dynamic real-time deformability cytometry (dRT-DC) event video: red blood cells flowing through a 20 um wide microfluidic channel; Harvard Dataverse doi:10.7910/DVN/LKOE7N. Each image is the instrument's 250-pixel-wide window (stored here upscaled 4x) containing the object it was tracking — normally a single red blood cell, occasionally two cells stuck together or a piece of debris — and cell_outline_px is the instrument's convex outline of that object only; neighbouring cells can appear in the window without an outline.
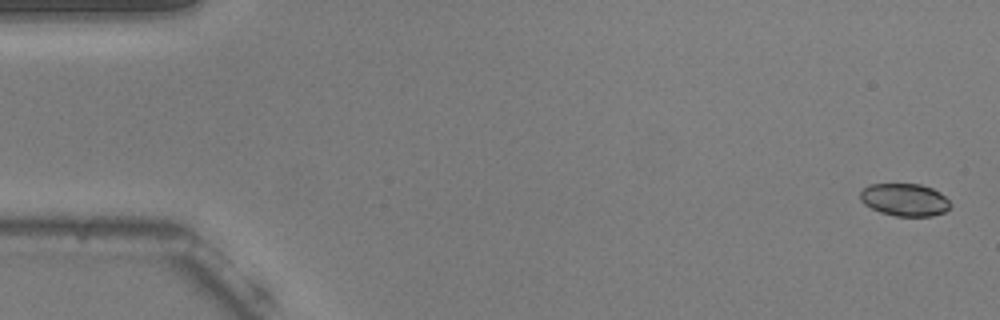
{"species": "common noctule bat (a hibernating species)", "species_latin": "Nyctalus noctula", "temperature_condition": "warm", "stored_images_in_passage": 53, "camera_frame_rate_fps": 3000, "um_per_image_px": 0.085, "animal": {"sex": "male", "body_mass_g": 20.5, "forearm_length_mm": 52.5}, "frame": {"image": 1, "passage_image": 1, "time_ms": 0.0, "image_size_px": [1000, 320], "cell_outline_px": [[952, 204], [944, 212], [932, 216], [896, 216], [880, 212], [864, 204], [860, 200], [860, 192], [868, 184], [920, 184], [932, 188], [940, 192]], "centroid_in_image_um": [76.89, 16.97], "position_along_channel_um": 8.1, "area_um2": 17.11}}
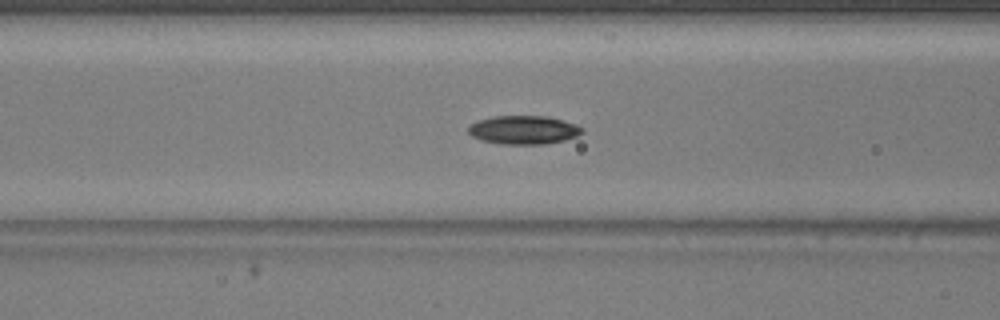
{"frame": {"image": 2, "passage_image": 21, "time_ms": 6.667, "image_size_px": [1000, 320], "cell_outline_px": [[584, 132], [576, 136], [564, 140], [544, 144], [500, 144], [480, 140], [472, 136], [468, 132], [468, 124], [476, 120], [492, 116], [548, 116], [576, 124], [584, 128]], "centroid_in_image_um": [44.47, 11.03], "position_along_channel_um": 122.1, "area_um2": 19.19}}
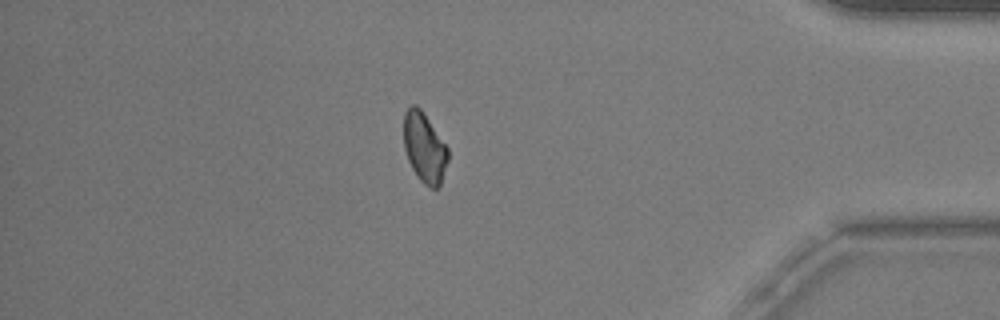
{"frame": {"image": 3, "passage_image": 46, "time_ms": 15.0, "image_size_px": [1000, 320], "cell_outline_px": [[448, 160], [440, 184], [436, 188], [428, 188], [420, 180], [412, 168], [408, 160], [404, 148], [404, 112], [412, 104], [416, 104], [420, 108], [448, 148]], "centroid_in_image_um": [36.06, 12.55], "position_along_channel_um": 399.1, "area_um2": 17.86}, "authors_computed_cell_mechanics": {"area_um2": 18.1492, "velocity_mm_per_s": 3.7704, "shape_relaxation_time_tau1_ms": 3.522, "shape_relaxation_time_tau2_ms": 8.2823, "deformation_change_tau1": 0.0907, "deformation_change_tau2": 0.1373}}